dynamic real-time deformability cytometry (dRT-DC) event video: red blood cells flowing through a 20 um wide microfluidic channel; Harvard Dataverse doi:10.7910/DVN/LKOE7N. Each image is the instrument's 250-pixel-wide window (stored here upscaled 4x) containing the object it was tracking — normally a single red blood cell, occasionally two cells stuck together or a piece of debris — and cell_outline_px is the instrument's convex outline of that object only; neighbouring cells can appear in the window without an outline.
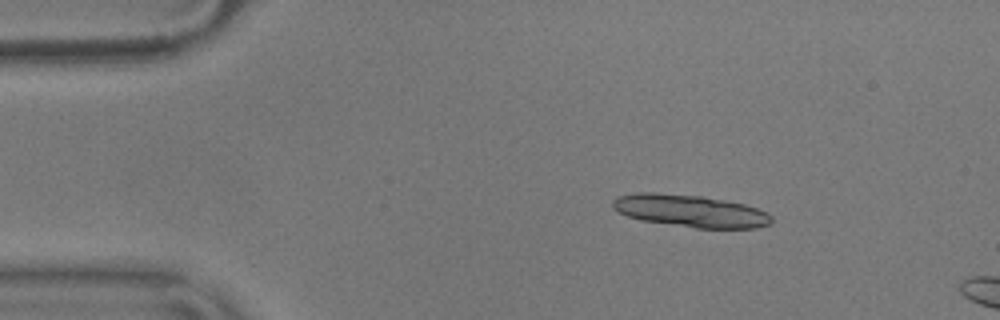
{"species": "common noctule bat (a hibernating species)", "species_latin": "Nyctalus noctula", "temperature_condition": "warm", "stored_images_in_passage": 6, "camera_frame_rate_fps": 3000, "um_per_image_px": 0.085, "animal": {"sex": "male", "body_mass_g": 17.9}, "frame": {"image": 1, "passage_image": 2, "time_ms": 0.333, "image_size_px": [1000, 320], "cell_outline_px": [[772, 220], [768, 224], [756, 228], [696, 228], [640, 220], [628, 216], [612, 208], [612, 200], [620, 196], [640, 192], [652, 192], [700, 196], [724, 200], [744, 204], [768, 212], [772, 216]], "centroid_in_image_um": [58.68, 17.93], "position_along_channel_um": 26.3, "area_um2": 29.71}}